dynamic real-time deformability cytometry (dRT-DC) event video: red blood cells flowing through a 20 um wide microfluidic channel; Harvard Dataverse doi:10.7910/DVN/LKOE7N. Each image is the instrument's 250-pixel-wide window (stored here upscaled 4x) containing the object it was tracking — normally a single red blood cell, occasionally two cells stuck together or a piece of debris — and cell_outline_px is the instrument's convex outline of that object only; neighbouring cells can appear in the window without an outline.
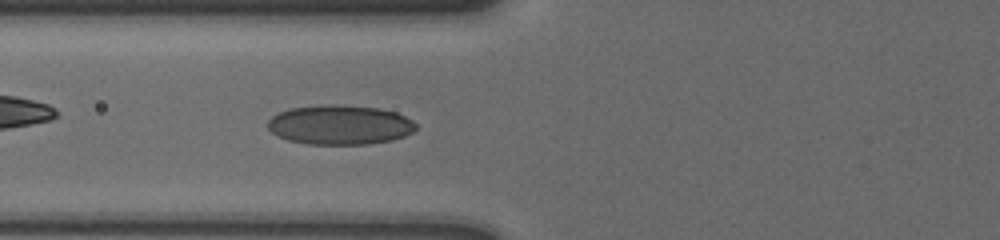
{"species": "human", "species_latin": "Homo sapiens", "temperature_condition": "cold", "stored_images_in_passage": 54, "camera_frame_rate_fps": 3000, "um_per_image_px": 0.085, "donor": {"sex": "male"}, "frame": {"image": 1, "passage_image": 20, "time_ms": 6.333, "image_size_px": [1000, 240], "cell_outline_px": [[416, 128], [412, 132], [404, 136], [392, 140], [368, 144], [308, 144], [288, 140], [276, 136], [268, 128], [268, 120], [272, 116], [280, 112], [292, 108], [380, 108], [396, 112], [412, 120], [416, 124]], "centroid_in_image_um": [28.91, 10.68], "position_along_channel_um": 96.9, "area_um2": 32.77}}
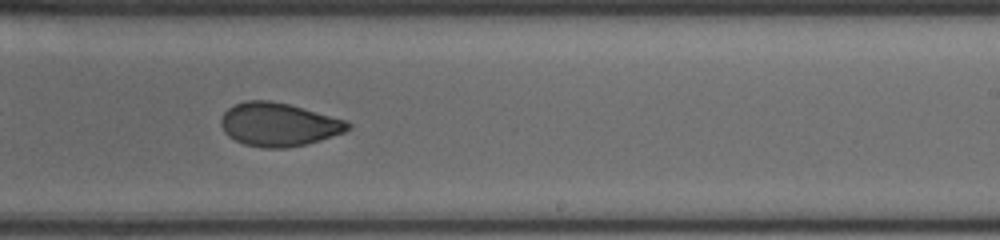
{"frame": {"image": 2, "passage_image": 34, "time_ms": 11.0, "image_size_px": [1000, 240], "cell_outline_px": [[352, 128], [344, 132], [320, 140], [304, 144], [284, 148], [264, 148], [244, 144], [228, 136], [224, 132], [220, 124], [220, 120], [224, 112], [228, 108], [236, 104], [248, 100], [268, 100], [288, 104], [348, 120], [352, 124]], "centroid_in_image_um": [23.69, 10.58], "position_along_channel_um": 265.3, "area_um2": 32.08}}
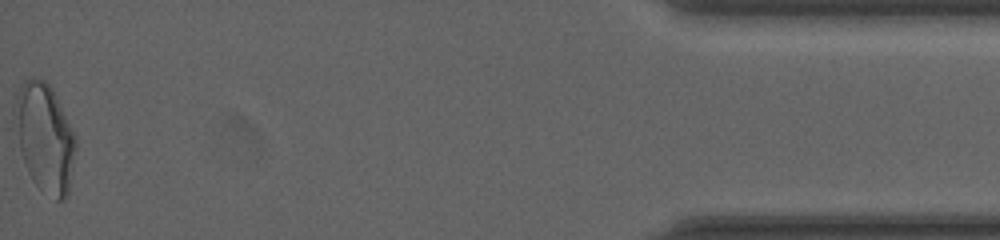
{"frame": {"image": 3, "passage_image": 54, "time_ms": 17.667, "image_size_px": [1000, 240], "cell_outline_px": [[76, 148], [68, 196], [64, 200], [56, 200], [40, 188], [32, 180], [28, 172], [20, 148], [12, 116], [12, 108], [20, 84], [24, 80], [32, 76], [44, 80], [52, 88], [76, 136]], "centroid_in_image_um": [3.79, 11.66], "position_along_channel_um": 431.4, "area_um2": 38.78}, "authors_computed_cell_mechanics": {"area_um2": 32.079, "velocity_mm_per_s": 3.5947, "shape_relaxation_time_tau1_ms": 10.9615, "shape_relaxation_time_tau2_ms": 1.518, "deformation_change_tau1": 0.2061, "deformation_change_tau2": 0.063}}